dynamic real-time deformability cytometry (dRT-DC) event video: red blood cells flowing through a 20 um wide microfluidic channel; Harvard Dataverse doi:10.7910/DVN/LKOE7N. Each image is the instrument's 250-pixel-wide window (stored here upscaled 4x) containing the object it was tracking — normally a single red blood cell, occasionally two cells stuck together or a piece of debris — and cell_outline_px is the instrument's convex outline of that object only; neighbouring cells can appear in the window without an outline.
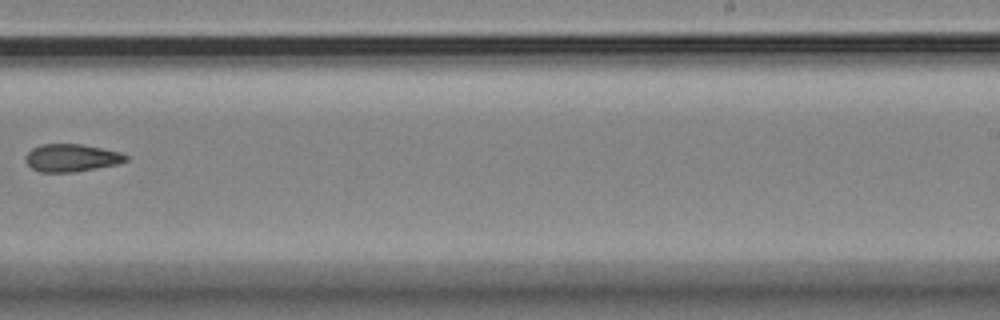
{"species": "Egyptian fruit bat (a non-hibernating species)", "species_latin": "Rousettus aegyptiacus", "temperature_condition": "room temperature", "stored_images_in_passage": 16, "camera_frame_rate_fps": 3000, "um_per_image_px": 0.085, "animal": {"sex": "female"}, "frame": {"image": 1, "passage_image": 10, "time_ms": 11.667, "image_size_px": [1000, 320], "cell_outline_px": [[128, 160], [116, 164], [96, 168], [72, 172], [40, 172], [32, 168], [24, 160], [24, 156], [32, 148], [40, 144], [80, 144], [120, 152], [128, 156]], "centroid_in_image_um": [6.04, 13.41], "position_along_channel_um": 283.0, "area_um2": 16.07}}
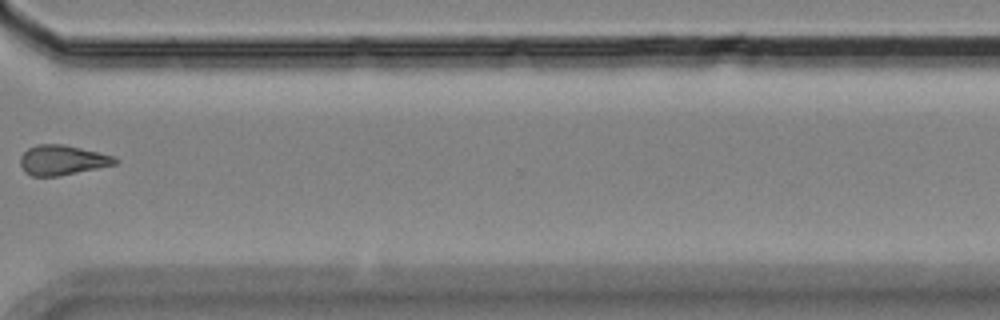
{"frame": {"image": 2, "passage_image": 12, "time_ms": 14.0, "image_size_px": [1000, 320], "cell_outline_px": [[120, 160], [116, 164], [60, 176], [32, 176], [24, 172], [20, 164], [20, 156], [28, 148], [36, 144], [64, 144], [112, 156]], "centroid_in_image_um": [5.25, 13.61], "position_along_channel_um": 365.3, "area_um2": 16.47}}